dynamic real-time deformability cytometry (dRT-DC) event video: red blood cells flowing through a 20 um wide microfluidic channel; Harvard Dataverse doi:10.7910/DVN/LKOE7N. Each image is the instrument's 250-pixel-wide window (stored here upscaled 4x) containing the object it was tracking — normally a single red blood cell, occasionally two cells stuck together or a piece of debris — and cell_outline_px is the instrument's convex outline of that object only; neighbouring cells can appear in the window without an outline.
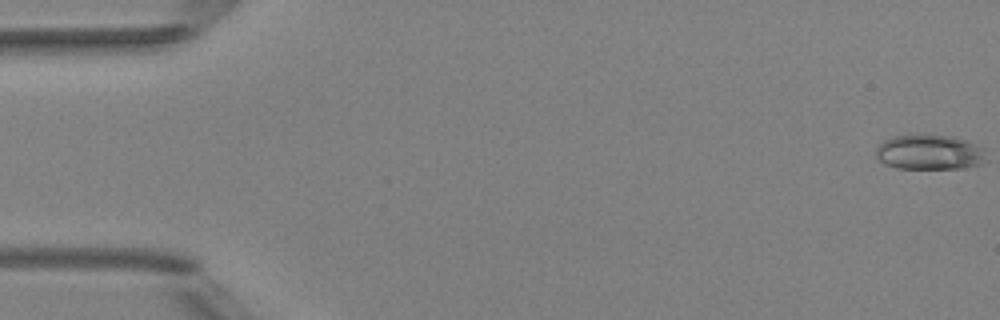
{"species": "Egyptian fruit bat (a non-hibernating species)", "species_latin": "Rousettus aegyptiacus", "temperature_condition": "room temperature", "stored_images_in_passage": 5, "camera_frame_rate_fps": 3000, "um_per_image_px": 0.085, "animal": {"sex": "female"}, "frame": {"image": 1, "passage_image": 1, "time_ms": 0.0, "image_size_px": [1000, 320], "cell_outline_px": [[984, 148], [980, 164], [964, 168], [896, 168], [884, 164], [876, 156], [876, 148], [884, 140], [892, 136], [908, 132], [924, 132], [952, 136], [968, 140]], "centroid_in_image_um": [78.93, 12.87], "position_along_channel_um": 6.1, "area_um2": 23.12}}
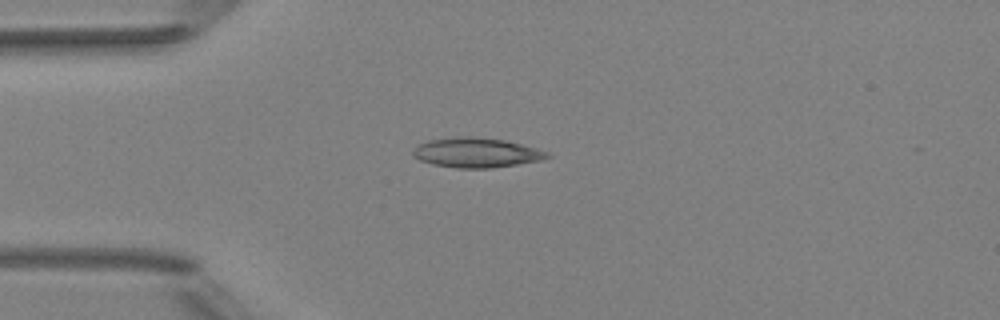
{"frame": {"image": 2, "passage_image": 5, "time_ms": 4.333, "image_size_px": [1000, 320], "cell_outline_px": [[552, 156], [540, 160], [492, 168], [456, 168], [432, 164], [420, 160], [412, 156], [412, 148], [428, 140], [460, 136], [472, 136], [504, 140], [536, 148], [548, 152]], "centroid_in_image_um": [40.45, 12.97], "position_along_channel_um": 44.6, "area_um2": 23.24}}